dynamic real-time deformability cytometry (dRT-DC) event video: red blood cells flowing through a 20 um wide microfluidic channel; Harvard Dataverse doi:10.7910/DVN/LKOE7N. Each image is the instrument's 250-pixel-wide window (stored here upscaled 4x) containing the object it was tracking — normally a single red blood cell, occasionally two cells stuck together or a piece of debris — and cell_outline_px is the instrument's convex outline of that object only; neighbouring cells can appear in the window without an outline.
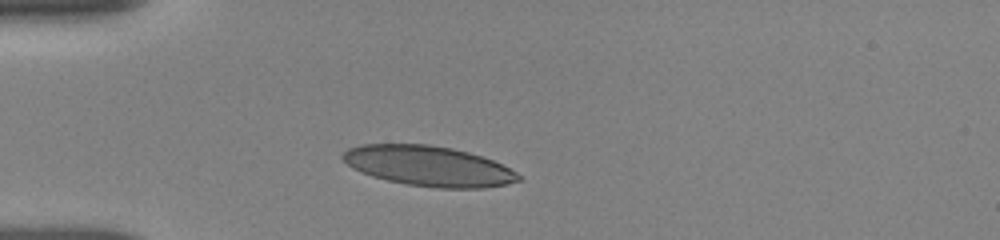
{"species": "human", "species_latin": "Homo sapiens", "temperature_condition": "room temperature", "stored_images_in_passage": 51, "camera_frame_rate_fps": 3000, "um_per_image_px": 0.085, "donor": {"sex": "female"}, "frame": {"image": 1, "passage_image": 1, "time_ms": 0.0, "image_size_px": [1000, 240], "cell_outline_px": [[520, 180], [508, 184], [484, 188], [436, 188], [408, 184], [388, 180], [372, 176], [352, 168], [340, 156], [348, 148], [360, 144], [428, 144], [452, 148], [468, 152], [492, 160], [516, 172], [520, 176]], "centroid_in_image_um": [36.41, 14.11], "position_along_channel_um": 48.6, "area_um2": 40.92}}
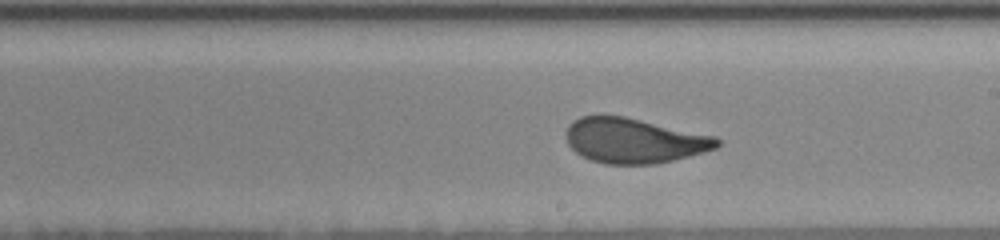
{"frame": {"image": 2, "passage_image": 29, "time_ms": 5.333, "image_size_px": [1000, 240], "cell_outline_px": [[720, 144], [716, 148], [688, 156], [656, 164], [604, 164], [592, 160], [576, 152], [568, 144], [564, 136], [564, 132], [568, 124], [572, 120], [580, 116], [624, 116], [716, 136], [720, 140]], "centroid_in_image_um": [53.86, 11.94], "position_along_channel_um": 235.1, "area_um2": 39.59}}
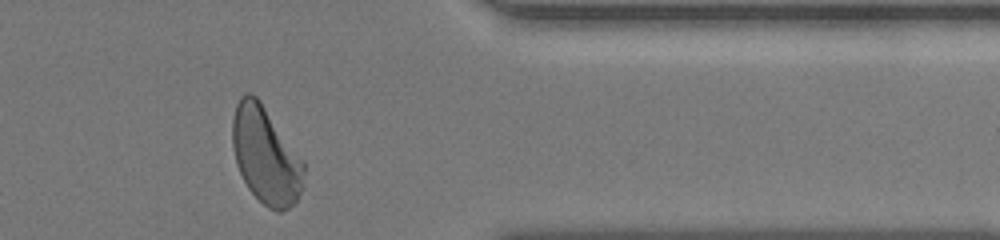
{"frame": {"image": 3, "passage_image": 50, "time_ms": 9.667, "image_size_px": [1000, 240], "cell_outline_px": [[304, 188], [296, 200], [288, 208], [280, 212], [276, 212], [268, 208], [248, 188], [236, 164], [232, 144], [232, 120], [236, 104], [240, 96], [248, 92], [256, 96], [260, 100], [304, 160]], "centroid_in_image_um": [22.6, 13.2], "position_along_channel_um": 388.8, "area_um2": 40.58}, "authors_computed_cell_mechanics": {"area_um2": 40.171, "velocity_mm_per_s": 3.8336, "shape_relaxation_time_tau1_ms": 2.7913, "shape_relaxation_time_tau2_ms": null, "deformation_change_tau1": 0.1493, "deformation_change_tau2": null}}